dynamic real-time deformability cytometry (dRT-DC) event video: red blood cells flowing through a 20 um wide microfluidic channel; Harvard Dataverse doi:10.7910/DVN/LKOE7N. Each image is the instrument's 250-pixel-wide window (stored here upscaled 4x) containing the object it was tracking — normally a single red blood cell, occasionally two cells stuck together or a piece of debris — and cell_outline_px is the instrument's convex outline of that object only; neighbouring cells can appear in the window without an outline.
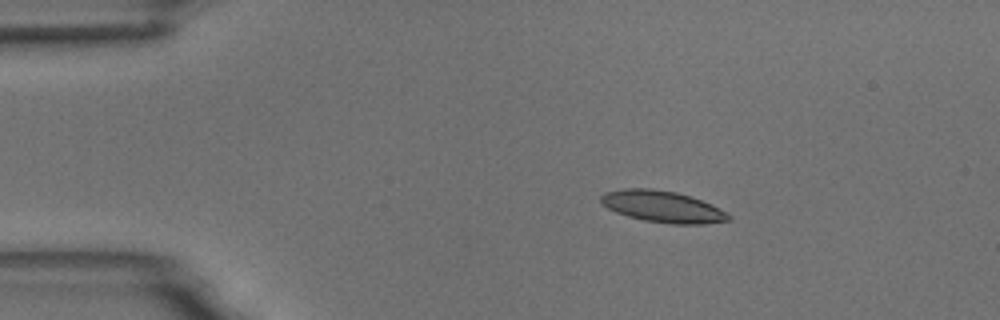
{"species": "common noctule bat (a hibernating species)", "species_latin": "Nyctalus noctula", "temperature_condition": "room temperature", "stored_images_in_passage": 5, "camera_frame_rate_fps": 3000, "um_per_image_px": 0.085, "animal": {"sex": "male", "body_mass_g": 18.8}, "frame": {"image": 1, "passage_image": 2, "time_ms": 1.333, "image_size_px": [1000, 320], "cell_outline_px": [[732, 220], [704, 224], [672, 224], [644, 220], [628, 216], [616, 212], [608, 208], [600, 200], [600, 196], [604, 192], [624, 188], [652, 188], [676, 192], [712, 204], [732, 216]], "centroid_in_image_um": [56.32, 17.56], "position_along_channel_um": 28.7, "area_um2": 23.41}}
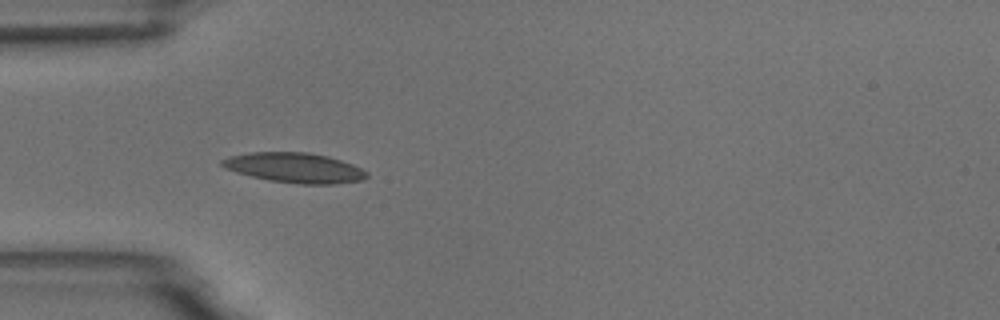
{"frame": {"image": 2, "passage_image": 4, "time_ms": 3.667, "image_size_px": [1000, 320], "cell_outline_px": [[368, 176], [364, 180], [332, 184], [300, 184], [268, 180], [236, 172], [220, 164], [220, 160], [228, 156], [248, 152], [308, 152], [328, 156], [352, 164], [368, 172]], "centroid_in_image_um": [25.05, 14.25], "position_along_channel_um": 60.0, "area_um2": 25.26}}